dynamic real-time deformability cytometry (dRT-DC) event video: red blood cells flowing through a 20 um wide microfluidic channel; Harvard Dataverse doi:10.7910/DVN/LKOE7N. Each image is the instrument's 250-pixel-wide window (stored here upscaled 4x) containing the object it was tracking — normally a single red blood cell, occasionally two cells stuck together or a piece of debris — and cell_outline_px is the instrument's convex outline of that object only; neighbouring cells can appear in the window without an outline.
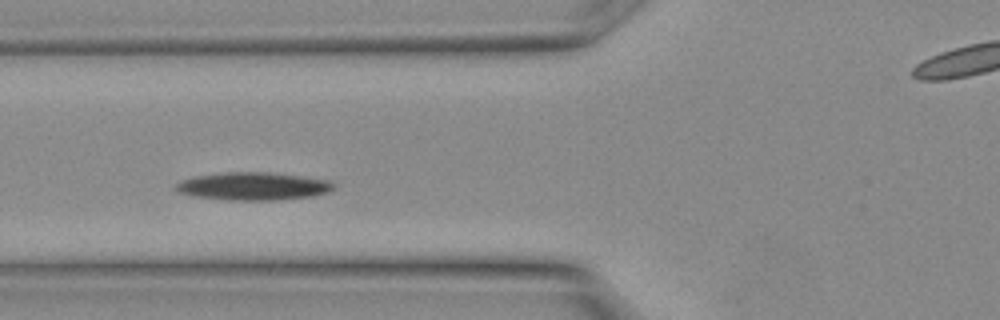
{"species": "Egyptian fruit bat (a non-hibernating species)", "species_latin": "Rousettus aegyptiacus", "temperature_condition": "warm", "stored_images_in_passage": 15, "camera_frame_rate_fps": 3000, "um_per_image_px": 0.085, "animal": {"sex": "female"}, "frame": {"image": 1, "passage_image": 5, "time_ms": 1.333, "image_size_px": [1000, 320], "cell_outline_px": [[336, 188], [328, 192], [312, 196], [280, 200], [228, 200], [192, 196], [176, 192], [172, 188], [180, 180], [196, 176], [224, 172], [268, 172], [328, 180], [336, 184]], "centroid_in_image_um": [21.48, 15.83], "position_along_channel_um": 104.3, "area_um2": 25.84}}
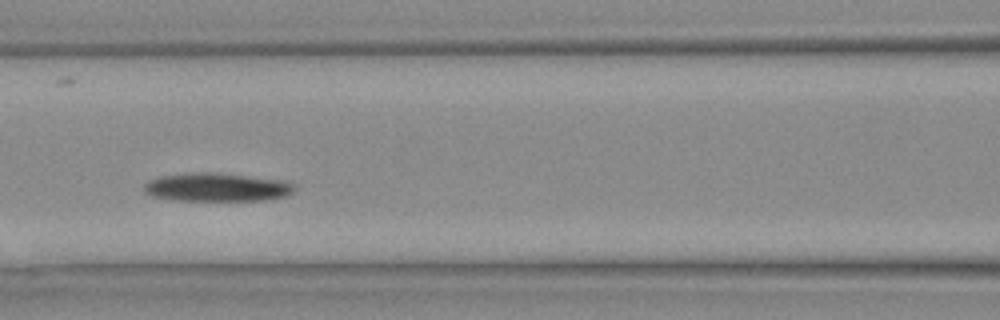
{"frame": {"image": 2, "passage_image": 7, "time_ms": 2.0, "image_size_px": [1000, 320], "cell_outline_px": [[292, 192], [288, 196], [264, 200], [176, 200], [148, 196], [144, 192], [144, 184], [160, 176], [188, 172], [212, 172], [280, 180], [292, 184]], "centroid_in_image_um": [18.35, 15.92], "position_along_channel_um": 148.2, "area_um2": 24.68}}